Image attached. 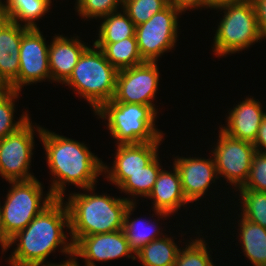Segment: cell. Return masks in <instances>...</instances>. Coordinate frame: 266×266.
<instances>
[{
	"label": "cell",
	"instance_id": "e575fe53",
	"mask_svg": "<svg viewBox=\"0 0 266 266\" xmlns=\"http://www.w3.org/2000/svg\"><path fill=\"white\" fill-rule=\"evenodd\" d=\"M253 145L256 151L266 154V116L264 117Z\"/></svg>",
	"mask_w": 266,
	"mask_h": 266
},
{
	"label": "cell",
	"instance_id": "8992f818",
	"mask_svg": "<svg viewBox=\"0 0 266 266\" xmlns=\"http://www.w3.org/2000/svg\"><path fill=\"white\" fill-rule=\"evenodd\" d=\"M218 9L224 10L225 14L221 18L213 39L215 55L221 57L230 53L234 54L262 40L252 0L224 5L216 10Z\"/></svg>",
	"mask_w": 266,
	"mask_h": 266
},
{
	"label": "cell",
	"instance_id": "4316f807",
	"mask_svg": "<svg viewBox=\"0 0 266 266\" xmlns=\"http://www.w3.org/2000/svg\"><path fill=\"white\" fill-rule=\"evenodd\" d=\"M19 93L20 91L15 90L0 93V139L18 131L30 119L27 113L22 114L18 121L13 119L15 112L14 103Z\"/></svg>",
	"mask_w": 266,
	"mask_h": 266
},
{
	"label": "cell",
	"instance_id": "8d00e7d4",
	"mask_svg": "<svg viewBox=\"0 0 266 266\" xmlns=\"http://www.w3.org/2000/svg\"><path fill=\"white\" fill-rule=\"evenodd\" d=\"M0 246L2 247V252H6L8 248H10V240L6 236L3 231L2 224H1V216H0Z\"/></svg>",
	"mask_w": 266,
	"mask_h": 266
},
{
	"label": "cell",
	"instance_id": "f546056e",
	"mask_svg": "<svg viewBox=\"0 0 266 266\" xmlns=\"http://www.w3.org/2000/svg\"><path fill=\"white\" fill-rule=\"evenodd\" d=\"M169 3V0H123L122 8L135 26H138L147 22Z\"/></svg>",
	"mask_w": 266,
	"mask_h": 266
},
{
	"label": "cell",
	"instance_id": "5bb4252c",
	"mask_svg": "<svg viewBox=\"0 0 266 266\" xmlns=\"http://www.w3.org/2000/svg\"><path fill=\"white\" fill-rule=\"evenodd\" d=\"M161 141L139 144L117 145L116 156L111 168L103 164V172L118 188L129 178V174L143 170L158 156Z\"/></svg>",
	"mask_w": 266,
	"mask_h": 266
},
{
	"label": "cell",
	"instance_id": "83f0119b",
	"mask_svg": "<svg viewBox=\"0 0 266 266\" xmlns=\"http://www.w3.org/2000/svg\"><path fill=\"white\" fill-rule=\"evenodd\" d=\"M241 217L266 228V192L240 190ZM243 207V208H242Z\"/></svg>",
	"mask_w": 266,
	"mask_h": 266
},
{
	"label": "cell",
	"instance_id": "9c48e42d",
	"mask_svg": "<svg viewBox=\"0 0 266 266\" xmlns=\"http://www.w3.org/2000/svg\"><path fill=\"white\" fill-rule=\"evenodd\" d=\"M30 120L18 131L0 139V174L8 182L35 179L29 171L35 145V127Z\"/></svg>",
	"mask_w": 266,
	"mask_h": 266
},
{
	"label": "cell",
	"instance_id": "cb8c5ba5",
	"mask_svg": "<svg viewBox=\"0 0 266 266\" xmlns=\"http://www.w3.org/2000/svg\"><path fill=\"white\" fill-rule=\"evenodd\" d=\"M161 237L145 245L135 259H139L143 266H174L179 253L177 244L173 237Z\"/></svg>",
	"mask_w": 266,
	"mask_h": 266
},
{
	"label": "cell",
	"instance_id": "44dd1931",
	"mask_svg": "<svg viewBox=\"0 0 266 266\" xmlns=\"http://www.w3.org/2000/svg\"><path fill=\"white\" fill-rule=\"evenodd\" d=\"M135 206L136 201L130 203L127 207L122 228L124 235L129 242L130 250L134 255L151 241L164 236L162 235L163 233L159 231L160 227L158 228L154 222H150L149 220H146V218H136L131 220L130 215H132L131 212L135 210ZM158 235H160V237Z\"/></svg>",
	"mask_w": 266,
	"mask_h": 266
},
{
	"label": "cell",
	"instance_id": "4fadbf2b",
	"mask_svg": "<svg viewBox=\"0 0 266 266\" xmlns=\"http://www.w3.org/2000/svg\"><path fill=\"white\" fill-rule=\"evenodd\" d=\"M123 230L81 237L73 245V257L85 259L84 266H96L94 261H109L128 257L135 259Z\"/></svg>",
	"mask_w": 266,
	"mask_h": 266
},
{
	"label": "cell",
	"instance_id": "d4e9b609",
	"mask_svg": "<svg viewBox=\"0 0 266 266\" xmlns=\"http://www.w3.org/2000/svg\"><path fill=\"white\" fill-rule=\"evenodd\" d=\"M101 19L104 21L99 27V37L94 43H116L122 39L136 37V26L124 10L112 12Z\"/></svg>",
	"mask_w": 266,
	"mask_h": 266
},
{
	"label": "cell",
	"instance_id": "ba28073f",
	"mask_svg": "<svg viewBox=\"0 0 266 266\" xmlns=\"http://www.w3.org/2000/svg\"><path fill=\"white\" fill-rule=\"evenodd\" d=\"M180 13L183 12L169 3L147 22L136 26L135 36L144 62H157L164 52L175 47Z\"/></svg>",
	"mask_w": 266,
	"mask_h": 266
},
{
	"label": "cell",
	"instance_id": "ac0fdd59",
	"mask_svg": "<svg viewBox=\"0 0 266 266\" xmlns=\"http://www.w3.org/2000/svg\"><path fill=\"white\" fill-rule=\"evenodd\" d=\"M147 198L153 199V211L161 216L160 218H166L178 212L181 206L190 203L183 193L180 175L175 165L173 166V173L164 169L160 170L154 187Z\"/></svg>",
	"mask_w": 266,
	"mask_h": 266
},
{
	"label": "cell",
	"instance_id": "4dcf8cb0",
	"mask_svg": "<svg viewBox=\"0 0 266 266\" xmlns=\"http://www.w3.org/2000/svg\"><path fill=\"white\" fill-rule=\"evenodd\" d=\"M76 10L83 18H102L123 7V0H76Z\"/></svg>",
	"mask_w": 266,
	"mask_h": 266
},
{
	"label": "cell",
	"instance_id": "f35d334b",
	"mask_svg": "<svg viewBox=\"0 0 266 266\" xmlns=\"http://www.w3.org/2000/svg\"><path fill=\"white\" fill-rule=\"evenodd\" d=\"M11 90V86L2 78L0 74V93H5Z\"/></svg>",
	"mask_w": 266,
	"mask_h": 266
},
{
	"label": "cell",
	"instance_id": "d6a6232c",
	"mask_svg": "<svg viewBox=\"0 0 266 266\" xmlns=\"http://www.w3.org/2000/svg\"><path fill=\"white\" fill-rule=\"evenodd\" d=\"M256 9L257 24L261 38H266V0H252Z\"/></svg>",
	"mask_w": 266,
	"mask_h": 266
},
{
	"label": "cell",
	"instance_id": "9a60e30c",
	"mask_svg": "<svg viewBox=\"0 0 266 266\" xmlns=\"http://www.w3.org/2000/svg\"><path fill=\"white\" fill-rule=\"evenodd\" d=\"M173 159L177 168L182 190L186 199L191 202H196L205 195L210 184L215 183L218 179L214 159L191 158V157H175Z\"/></svg>",
	"mask_w": 266,
	"mask_h": 266
},
{
	"label": "cell",
	"instance_id": "603a6c76",
	"mask_svg": "<svg viewBox=\"0 0 266 266\" xmlns=\"http://www.w3.org/2000/svg\"><path fill=\"white\" fill-rule=\"evenodd\" d=\"M105 58L119 71L143 64L136 37L122 39L116 43H94Z\"/></svg>",
	"mask_w": 266,
	"mask_h": 266
},
{
	"label": "cell",
	"instance_id": "d6986e66",
	"mask_svg": "<svg viewBox=\"0 0 266 266\" xmlns=\"http://www.w3.org/2000/svg\"><path fill=\"white\" fill-rule=\"evenodd\" d=\"M76 37L69 39L63 35H56L50 43L48 61L52 81L63 84L72 74L82 53L89 47Z\"/></svg>",
	"mask_w": 266,
	"mask_h": 266
},
{
	"label": "cell",
	"instance_id": "1f68e13d",
	"mask_svg": "<svg viewBox=\"0 0 266 266\" xmlns=\"http://www.w3.org/2000/svg\"><path fill=\"white\" fill-rule=\"evenodd\" d=\"M240 190L266 192V154L256 151L246 183Z\"/></svg>",
	"mask_w": 266,
	"mask_h": 266
},
{
	"label": "cell",
	"instance_id": "52a82bcc",
	"mask_svg": "<svg viewBox=\"0 0 266 266\" xmlns=\"http://www.w3.org/2000/svg\"><path fill=\"white\" fill-rule=\"evenodd\" d=\"M9 183L12 187L8 190L5 204H0V216L3 231L10 240L49 206L55 197L50 191L42 197L43 187L37 178Z\"/></svg>",
	"mask_w": 266,
	"mask_h": 266
},
{
	"label": "cell",
	"instance_id": "277c9868",
	"mask_svg": "<svg viewBox=\"0 0 266 266\" xmlns=\"http://www.w3.org/2000/svg\"><path fill=\"white\" fill-rule=\"evenodd\" d=\"M157 111L148 105L108 101L95 115L107 120V128L117 145L139 144L162 141L164 133L154 124Z\"/></svg>",
	"mask_w": 266,
	"mask_h": 266
},
{
	"label": "cell",
	"instance_id": "8fae6325",
	"mask_svg": "<svg viewBox=\"0 0 266 266\" xmlns=\"http://www.w3.org/2000/svg\"><path fill=\"white\" fill-rule=\"evenodd\" d=\"M157 62H144L118 71L116 88L111 102L136 103L152 106L158 90Z\"/></svg>",
	"mask_w": 266,
	"mask_h": 266
},
{
	"label": "cell",
	"instance_id": "d590c367",
	"mask_svg": "<svg viewBox=\"0 0 266 266\" xmlns=\"http://www.w3.org/2000/svg\"><path fill=\"white\" fill-rule=\"evenodd\" d=\"M242 1H247V0H209V8L210 9H217L220 8L224 5H229L232 3H238Z\"/></svg>",
	"mask_w": 266,
	"mask_h": 266
},
{
	"label": "cell",
	"instance_id": "6da1fadb",
	"mask_svg": "<svg viewBox=\"0 0 266 266\" xmlns=\"http://www.w3.org/2000/svg\"><path fill=\"white\" fill-rule=\"evenodd\" d=\"M36 128L46 151L50 173L55 177L49 189L52 195L64 199L66 183L92 192L98 175L103 173L102 160L84 143L50 132L41 126Z\"/></svg>",
	"mask_w": 266,
	"mask_h": 266
},
{
	"label": "cell",
	"instance_id": "484cf974",
	"mask_svg": "<svg viewBox=\"0 0 266 266\" xmlns=\"http://www.w3.org/2000/svg\"><path fill=\"white\" fill-rule=\"evenodd\" d=\"M159 157L157 156L149 165L143 167L142 171L129 174V178L118 188L121 192H125L133 196L148 197L151 193L160 170Z\"/></svg>",
	"mask_w": 266,
	"mask_h": 266
},
{
	"label": "cell",
	"instance_id": "30bf717a",
	"mask_svg": "<svg viewBox=\"0 0 266 266\" xmlns=\"http://www.w3.org/2000/svg\"><path fill=\"white\" fill-rule=\"evenodd\" d=\"M219 131V140L212 150L218 178L224 177L227 183L240 189L248 178L256 152L255 146L253 143L232 138L221 129Z\"/></svg>",
	"mask_w": 266,
	"mask_h": 266
},
{
	"label": "cell",
	"instance_id": "7a4b0ae2",
	"mask_svg": "<svg viewBox=\"0 0 266 266\" xmlns=\"http://www.w3.org/2000/svg\"><path fill=\"white\" fill-rule=\"evenodd\" d=\"M65 204V205H64ZM70 227L69 211L63 199L55 198L22 231L10 239L16 244L10 266H42L45 259L60 246L62 253L73 257V243L67 242L63 228Z\"/></svg>",
	"mask_w": 266,
	"mask_h": 266
},
{
	"label": "cell",
	"instance_id": "2e32d148",
	"mask_svg": "<svg viewBox=\"0 0 266 266\" xmlns=\"http://www.w3.org/2000/svg\"><path fill=\"white\" fill-rule=\"evenodd\" d=\"M28 29L0 16V74L15 91H18L20 43Z\"/></svg>",
	"mask_w": 266,
	"mask_h": 266
},
{
	"label": "cell",
	"instance_id": "3957f363",
	"mask_svg": "<svg viewBox=\"0 0 266 266\" xmlns=\"http://www.w3.org/2000/svg\"><path fill=\"white\" fill-rule=\"evenodd\" d=\"M93 193H72L65 201L69 211V240L73 245L84 236L121 230L126 209L136 200Z\"/></svg>",
	"mask_w": 266,
	"mask_h": 266
},
{
	"label": "cell",
	"instance_id": "ab89813d",
	"mask_svg": "<svg viewBox=\"0 0 266 266\" xmlns=\"http://www.w3.org/2000/svg\"><path fill=\"white\" fill-rule=\"evenodd\" d=\"M2 5H3V3H2V1L0 0V8L2 7Z\"/></svg>",
	"mask_w": 266,
	"mask_h": 266
},
{
	"label": "cell",
	"instance_id": "e0dca14e",
	"mask_svg": "<svg viewBox=\"0 0 266 266\" xmlns=\"http://www.w3.org/2000/svg\"><path fill=\"white\" fill-rule=\"evenodd\" d=\"M265 116L261 103L247 97L229 112L227 126L219 129L232 138L254 143Z\"/></svg>",
	"mask_w": 266,
	"mask_h": 266
},
{
	"label": "cell",
	"instance_id": "5b68a950",
	"mask_svg": "<svg viewBox=\"0 0 266 266\" xmlns=\"http://www.w3.org/2000/svg\"><path fill=\"white\" fill-rule=\"evenodd\" d=\"M88 47L80 56L72 74L63 83L72 86L94 109V113L113 99L118 70L97 48Z\"/></svg>",
	"mask_w": 266,
	"mask_h": 266
},
{
	"label": "cell",
	"instance_id": "74e56055",
	"mask_svg": "<svg viewBox=\"0 0 266 266\" xmlns=\"http://www.w3.org/2000/svg\"><path fill=\"white\" fill-rule=\"evenodd\" d=\"M42 266H80V265L78 264V262H77L75 257H71V258H69V260L67 259V260L63 261V263H60V264H55V263L52 264L50 262L48 265L45 264V265H42Z\"/></svg>",
	"mask_w": 266,
	"mask_h": 266
},
{
	"label": "cell",
	"instance_id": "f1b7e54d",
	"mask_svg": "<svg viewBox=\"0 0 266 266\" xmlns=\"http://www.w3.org/2000/svg\"><path fill=\"white\" fill-rule=\"evenodd\" d=\"M188 245V246H187ZM184 247L180 248L174 266H215L212 262L210 251L208 252L207 243L203 238L189 241Z\"/></svg>",
	"mask_w": 266,
	"mask_h": 266
},
{
	"label": "cell",
	"instance_id": "7402d4cb",
	"mask_svg": "<svg viewBox=\"0 0 266 266\" xmlns=\"http://www.w3.org/2000/svg\"><path fill=\"white\" fill-rule=\"evenodd\" d=\"M239 221V241L245 257L254 266H266V228L245 218Z\"/></svg>",
	"mask_w": 266,
	"mask_h": 266
},
{
	"label": "cell",
	"instance_id": "7c38bea8",
	"mask_svg": "<svg viewBox=\"0 0 266 266\" xmlns=\"http://www.w3.org/2000/svg\"><path fill=\"white\" fill-rule=\"evenodd\" d=\"M39 27L29 28L22 36L19 52L18 91L25 85L51 80L48 50Z\"/></svg>",
	"mask_w": 266,
	"mask_h": 266
},
{
	"label": "cell",
	"instance_id": "ffe728a7",
	"mask_svg": "<svg viewBox=\"0 0 266 266\" xmlns=\"http://www.w3.org/2000/svg\"><path fill=\"white\" fill-rule=\"evenodd\" d=\"M51 3V0H6L0 8V16L17 24L24 22L28 28H38L35 21L48 12Z\"/></svg>",
	"mask_w": 266,
	"mask_h": 266
},
{
	"label": "cell",
	"instance_id": "836d02e7",
	"mask_svg": "<svg viewBox=\"0 0 266 266\" xmlns=\"http://www.w3.org/2000/svg\"><path fill=\"white\" fill-rule=\"evenodd\" d=\"M169 2L184 13L189 9H200V7L209 8V0H169Z\"/></svg>",
	"mask_w": 266,
	"mask_h": 266
}]
</instances>
